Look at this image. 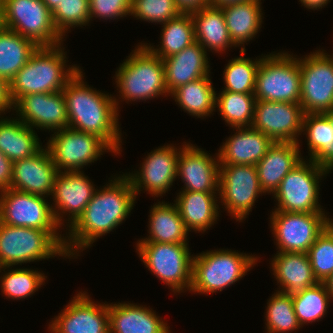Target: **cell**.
Instances as JSON below:
<instances>
[{
  "instance_id": "1",
  "label": "cell",
  "mask_w": 333,
  "mask_h": 333,
  "mask_svg": "<svg viewBox=\"0 0 333 333\" xmlns=\"http://www.w3.org/2000/svg\"><path fill=\"white\" fill-rule=\"evenodd\" d=\"M115 177L103 188L96 189L83 213L69 226L64 243L69 259L117 228L133 209L136 194L130 179L125 173Z\"/></svg>"
},
{
  "instance_id": "2",
  "label": "cell",
  "mask_w": 333,
  "mask_h": 333,
  "mask_svg": "<svg viewBox=\"0 0 333 333\" xmlns=\"http://www.w3.org/2000/svg\"><path fill=\"white\" fill-rule=\"evenodd\" d=\"M83 77L80 68L62 90L68 114V127L98 136L115 155H119L122 151L121 130L118 124L119 100L115 96L89 87L83 81Z\"/></svg>"
},
{
  "instance_id": "3",
  "label": "cell",
  "mask_w": 333,
  "mask_h": 333,
  "mask_svg": "<svg viewBox=\"0 0 333 333\" xmlns=\"http://www.w3.org/2000/svg\"><path fill=\"white\" fill-rule=\"evenodd\" d=\"M61 45L63 44L38 47L29 61L9 82V94L13 104L27 94L62 91L67 82L78 72L80 68L75 64L67 67L66 53Z\"/></svg>"
},
{
  "instance_id": "4",
  "label": "cell",
  "mask_w": 333,
  "mask_h": 333,
  "mask_svg": "<svg viewBox=\"0 0 333 333\" xmlns=\"http://www.w3.org/2000/svg\"><path fill=\"white\" fill-rule=\"evenodd\" d=\"M133 51L115 72V83L121 98L137 102L164 94L168 96L163 60L144 43Z\"/></svg>"
},
{
  "instance_id": "5",
  "label": "cell",
  "mask_w": 333,
  "mask_h": 333,
  "mask_svg": "<svg viewBox=\"0 0 333 333\" xmlns=\"http://www.w3.org/2000/svg\"><path fill=\"white\" fill-rule=\"evenodd\" d=\"M65 238L57 230H39L6 225L0 222V267L68 257Z\"/></svg>"
},
{
  "instance_id": "6",
  "label": "cell",
  "mask_w": 333,
  "mask_h": 333,
  "mask_svg": "<svg viewBox=\"0 0 333 333\" xmlns=\"http://www.w3.org/2000/svg\"><path fill=\"white\" fill-rule=\"evenodd\" d=\"M255 255L230 250H211L193 255L189 292L209 294L229 287L254 267Z\"/></svg>"
},
{
  "instance_id": "7",
  "label": "cell",
  "mask_w": 333,
  "mask_h": 333,
  "mask_svg": "<svg viewBox=\"0 0 333 333\" xmlns=\"http://www.w3.org/2000/svg\"><path fill=\"white\" fill-rule=\"evenodd\" d=\"M254 95L256 101L299 103V58L288 52L264 55L257 70Z\"/></svg>"
},
{
  "instance_id": "8",
  "label": "cell",
  "mask_w": 333,
  "mask_h": 333,
  "mask_svg": "<svg viewBox=\"0 0 333 333\" xmlns=\"http://www.w3.org/2000/svg\"><path fill=\"white\" fill-rule=\"evenodd\" d=\"M136 246L144 265L174 294L190 290L193 255L188 243L137 242Z\"/></svg>"
},
{
  "instance_id": "9",
  "label": "cell",
  "mask_w": 333,
  "mask_h": 333,
  "mask_svg": "<svg viewBox=\"0 0 333 333\" xmlns=\"http://www.w3.org/2000/svg\"><path fill=\"white\" fill-rule=\"evenodd\" d=\"M304 160L305 158L283 178L273 193L278 202L274 211L324 213L318 204L319 180L329 174V171L310 159Z\"/></svg>"
},
{
  "instance_id": "10",
  "label": "cell",
  "mask_w": 333,
  "mask_h": 333,
  "mask_svg": "<svg viewBox=\"0 0 333 333\" xmlns=\"http://www.w3.org/2000/svg\"><path fill=\"white\" fill-rule=\"evenodd\" d=\"M4 27L21 34L40 46L63 44L52 12L42 0H1Z\"/></svg>"
},
{
  "instance_id": "11",
  "label": "cell",
  "mask_w": 333,
  "mask_h": 333,
  "mask_svg": "<svg viewBox=\"0 0 333 333\" xmlns=\"http://www.w3.org/2000/svg\"><path fill=\"white\" fill-rule=\"evenodd\" d=\"M317 50L299 58L300 105L304 114L333 111V54Z\"/></svg>"
},
{
  "instance_id": "12",
  "label": "cell",
  "mask_w": 333,
  "mask_h": 333,
  "mask_svg": "<svg viewBox=\"0 0 333 333\" xmlns=\"http://www.w3.org/2000/svg\"><path fill=\"white\" fill-rule=\"evenodd\" d=\"M46 148L60 172L81 171L84 166L97 161L104 151L113 152L98 136L69 127L54 131Z\"/></svg>"
},
{
  "instance_id": "13",
  "label": "cell",
  "mask_w": 333,
  "mask_h": 333,
  "mask_svg": "<svg viewBox=\"0 0 333 333\" xmlns=\"http://www.w3.org/2000/svg\"><path fill=\"white\" fill-rule=\"evenodd\" d=\"M262 193L256 165H220L217 196L236 221L242 222L249 215Z\"/></svg>"
},
{
  "instance_id": "14",
  "label": "cell",
  "mask_w": 333,
  "mask_h": 333,
  "mask_svg": "<svg viewBox=\"0 0 333 333\" xmlns=\"http://www.w3.org/2000/svg\"><path fill=\"white\" fill-rule=\"evenodd\" d=\"M270 221L277 252L307 253L326 228L325 213L272 211Z\"/></svg>"
},
{
  "instance_id": "15",
  "label": "cell",
  "mask_w": 333,
  "mask_h": 333,
  "mask_svg": "<svg viewBox=\"0 0 333 333\" xmlns=\"http://www.w3.org/2000/svg\"><path fill=\"white\" fill-rule=\"evenodd\" d=\"M50 205L44 196L5 189L0 191V222L39 230H59L61 227Z\"/></svg>"
},
{
  "instance_id": "16",
  "label": "cell",
  "mask_w": 333,
  "mask_h": 333,
  "mask_svg": "<svg viewBox=\"0 0 333 333\" xmlns=\"http://www.w3.org/2000/svg\"><path fill=\"white\" fill-rule=\"evenodd\" d=\"M304 115L300 103L258 100L252 127L274 142L299 143Z\"/></svg>"
},
{
  "instance_id": "17",
  "label": "cell",
  "mask_w": 333,
  "mask_h": 333,
  "mask_svg": "<svg viewBox=\"0 0 333 333\" xmlns=\"http://www.w3.org/2000/svg\"><path fill=\"white\" fill-rule=\"evenodd\" d=\"M179 149L181 148L177 149L174 145L160 146L147 154L142 165L140 164V171L125 174L131 181L136 197L142 190L156 197L169 191L177 178Z\"/></svg>"
},
{
  "instance_id": "18",
  "label": "cell",
  "mask_w": 333,
  "mask_h": 333,
  "mask_svg": "<svg viewBox=\"0 0 333 333\" xmlns=\"http://www.w3.org/2000/svg\"><path fill=\"white\" fill-rule=\"evenodd\" d=\"M86 293L79 292L54 317L51 333H109L108 304H97Z\"/></svg>"
},
{
  "instance_id": "19",
  "label": "cell",
  "mask_w": 333,
  "mask_h": 333,
  "mask_svg": "<svg viewBox=\"0 0 333 333\" xmlns=\"http://www.w3.org/2000/svg\"><path fill=\"white\" fill-rule=\"evenodd\" d=\"M13 110L31 128L53 132L69 125L63 91L24 95L13 104Z\"/></svg>"
},
{
  "instance_id": "20",
  "label": "cell",
  "mask_w": 333,
  "mask_h": 333,
  "mask_svg": "<svg viewBox=\"0 0 333 333\" xmlns=\"http://www.w3.org/2000/svg\"><path fill=\"white\" fill-rule=\"evenodd\" d=\"M87 177L83 171L58 172L51 195L54 206L51 205V208L60 227L61 224L64 225V220H62L64 214L69 217L67 220L70 222L69 225L67 224L69 227L79 218L92 199L96 188Z\"/></svg>"
},
{
  "instance_id": "21",
  "label": "cell",
  "mask_w": 333,
  "mask_h": 333,
  "mask_svg": "<svg viewBox=\"0 0 333 333\" xmlns=\"http://www.w3.org/2000/svg\"><path fill=\"white\" fill-rule=\"evenodd\" d=\"M177 159V176L184 183L182 191L219 193L220 164L216 158L192 144H184Z\"/></svg>"
},
{
  "instance_id": "22",
  "label": "cell",
  "mask_w": 333,
  "mask_h": 333,
  "mask_svg": "<svg viewBox=\"0 0 333 333\" xmlns=\"http://www.w3.org/2000/svg\"><path fill=\"white\" fill-rule=\"evenodd\" d=\"M58 172L45 146L34 156L13 162L11 189L49 197Z\"/></svg>"
},
{
  "instance_id": "23",
  "label": "cell",
  "mask_w": 333,
  "mask_h": 333,
  "mask_svg": "<svg viewBox=\"0 0 333 333\" xmlns=\"http://www.w3.org/2000/svg\"><path fill=\"white\" fill-rule=\"evenodd\" d=\"M236 133L218 150L220 165H256L274 141L251 127H234Z\"/></svg>"
},
{
  "instance_id": "24",
  "label": "cell",
  "mask_w": 333,
  "mask_h": 333,
  "mask_svg": "<svg viewBox=\"0 0 333 333\" xmlns=\"http://www.w3.org/2000/svg\"><path fill=\"white\" fill-rule=\"evenodd\" d=\"M206 51L195 41L181 52L162 59L169 94L181 85L210 75Z\"/></svg>"
},
{
  "instance_id": "25",
  "label": "cell",
  "mask_w": 333,
  "mask_h": 333,
  "mask_svg": "<svg viewBox=\"0 0 333 333\" xmlns=\"http://www.w3.org/2000/svg\"><path fill=\"white\" fill-rule=\"evenodd\" d=\"M299 143L274 142L256 164L258 179L264 193H274L283 178L302 160Z\"/></svg>"
},
{
  "instance_id": "26",
  "label": "cell",
  "mask_w": 333,
  "mask_h": 333,
  "mask_svg": "<svg viewBox=\"0 0 333 333\" xmlns=\"http://www.w3.org/2000/svg\"><path fill=\"white\" fill-rule=\"evenodd\" d=\"M109 333H171L167 322L148 307L131 303L108 304Z\"/></svg>"
},
{
  "instance_id": "27",
  "label": "cell",
  "mask_w": 333,
  "mask_h": 333,
  "mask_svg": "<svg viewBox=\"0 0 333 333\" xmlns=\"http://www.w3.org/2000/svg\"><path fill=\"white\" fill-rule=\"evenodd\" d=\"M270 264L279 292L294 295L318 283L307 253L277 252Z\"/></svg>"
},
{
  "instance_id": "28",
  "label": "cell",
  "mask_w": 333,
  "mask_h": 333,
  "mask_svg": "<svg viewBox=\"0 0 333 333\" xmlns=\"http://www.w3.org/2000/svg\"><path fill=\"white\" fill-rule=\"evenodd\" d=\"M261 3V0H246L221 7L232 43L234 47L242 46L240 51H246L243 45L260 31Z\"/></svg>"
},
{
  "instance_id": "29",
  "label": "cell",
  "mask_w": 333,
  "mask_h": 333,
  "mask_svg": "<svg viewBox=\"0 0 333 333\" xmlns=\"http://www.w3.org/2000/svg\"><path fill=\"white\" fill-rule=\"evenodd\" d=\"M178 194L174 202L189 231L205 232L214 225L220 210L219 200L216 199H219L216 196L218 193L181 191Z\"/></svg>"
},
{
  "instance_id": "30",
  "label": "cell",
  "mask_w": 333,
  "mask_h": 333,
  "mask_svg": "<svg viewBox=\"0 0 333 333\" xmlns=\"http://www.w3.org/2000/svg\"><path fill=\"white\" fill-rule=\"evenodd\" d=\"M302 132L307 137L309 159L329 172L333 170V111L305 114Z\"/></svg>"
},
{
  "instance_id": "31",
  "label": "cell",
  "mask_w": 333,
  "mask_h": 333,
  "mask_svg": "<svg viewBox=\"0 0 333 333\" xmlns=\"http://www.w3.org/2000/svg\"><path fill=\"white\" fill-rule=\"evenodd\" d=\"M194 22L195 41L205 50L225 51L233 45L221 7L207 5L191 13Z\"/></svg>"
},
{
  "instance_id": "32",
  "label": "cell",
  "mask_w": 333,
  "mask_h": 333,
  "mask_svg": "<svg viewBox=\"0 0 333 333\" xmlns=\"http://www.w3.org/2000/svg\"><path fill=\"white\" fill-rule=\"evenodd\" d=\"M149 215V237L138 242L187 243L190 232L180 215L177 205L158 202L154 204Z\"/></svg>"
},
{
  "instance_id": "33",
  "label": "cell",
  "mask_w": 333,
  "mask_h": 333,
  "mask_svg": "<svg viewBox=\"0 0 333 333\" xmlns=\"http://www.w3.org/2000/svg\"><path fill=\"white\" fill-rule=\"evenodd\" d=\"M0 151L12 162L34 156L43 147L34 128L0 116Z\"/></svg>"
},
{
  "instance_id": "34",
  "label": "cell",
  "mask_w": 333,
  "mask_h": 333,
  "mask_svg": "<svg viewBox=\"0 0 333 333\" xmlns=\"http://www.w3.org/2000/svg\"><path fill=\"white\" fill-rule=\"evenodd\" d=\"M38 47L34 41L13 30L5 27L0 30V76L9 83Z\"/></svg>"
},
{
  "instance_id": "35",
  "label": "cell",
  "mask_w": 333,
  "mask_h": 333,
  "mask_svg": "<svg viewBox=\"0 0 333 333\" xmlns=\"http://www.w3.org/2000/svg\"><path fill=\"white\" fill-rule=\"evenodd\" d=\"M169 95L183 111L197 118L210 116L216 110V91L209 75L181 85Z\"/></svg>"
},
{
  "instance_id": "36",
  "label": "cell",
  "mask_w": 333,
  "mask_h": 333,
  "mask_svg": "<svg viewBox=\"0 0 333 333\" xmlns=\"http://www.w3.org/2000/svg\"><path fill=\"white\" fill-rule=\"evenodd\" d=\"M159 48L145 45L161 59L173 56L195 42L194 22L191 13H180L162 26Z\"/></svg>"
},
{
  "instance_id": "37",
  "label": "cell",
  "mask_w": 333,
  "mask_h": 333,
  "mask_svg": "<svg viewBox=\"0 0 333 333\" xmlns=\"http://www.w3.org/2000/svg\"><path fill=\"white\" fill-rule=\"evenodd\" d=\"M256 98L254 94L221 91L216 93L215 108L232 128L251 127L254 120Z\"/></svg>"
},
{
  "instance_id": "38",
  "label": "cell",
  "mask_w": 333,
  "mask_h": 333,
  "mask_svg": "<svg viewBox=\"0 0 333 333\" xmlns=\"http://www.w3.org/2000/svg\"><path fill=\"white\" fill-rule=\"evenodd\" d=\"M294 312L301 327L323 319L330 304V295L324 283H317L292 295Z\"/></svg>"
},
{
  "instance_id": "39",
  "label": "cell",
  "mask_w": 333,
  "mask_h": 333,
  "mask_svg": "<svg viewBox=\"0 0 333 333\" xmlns=\"http://www.w3.org/2000/svg\"><path fill=\"white\" fill-rule=\"evenodd\" d=\"M8 269V272L5 271ZM9 267H0V272L5 273L0 277L1 290L6 297L20 300L33 295L41 285L45 284L47 276L37 270L27 268H16L9 270Z\"/></svg>"
},
{
  "instance_id": "40",
  "label": "cell",
  "mask_w": 333,
  "mask_h": 333,
  "mask_svg": "<svg viewBox=\"0 0 333 333\" xmlns=\"http://www.w3.org/2000/svg\"><path fill=\"white\" fill-rule=\"evenodd\" d=\"M267 333H291L301 328L294 312L292 295L277 291L267 302Z\"/></svg>"
},
{
  "instance_id": "41",
  "label": "cell",
  "mask_w": 333,
  "mask_h": 333,
  "mask_svg": "<svg viewBox=\"0 0 333 333\" xmlns=\"http://www.w3.org/2000/svg\"><path fill=\"white\" fill-rule=\"evenodd\" d=\"M246 51H240V57L232 58L224 69V91L254 94L257 70L262 58L251 60L244 58Z\"/></svg>"
},
{
  "instance_id": "42",
  "label": "cell",
  "mask_w": 333,
  "mask_h": 333,
  "mask_svg": "<svg viewBox=\"0 0 333 333\" xmlns=\"http://www.w3.org/2000/svg\"><path fill=\"white\" fill-rule=\"evenodd\" d=\"M89 0H62L52 12L54 26L64 38L70 28L86 26L90 23Z\"/></svg>"
},
{
  "instance_id": "43",
  "label": "cell",
  "mask_w": 333,
  "mask_h": 333,
  "mask_svg": "<svg viewBox=\"0 0 333 333\" xmlns=\"http://www.w3.org/2000/svg\"><path fill=\"white\" fill-rule=\"evenodd\" d=\"M315 279L319 283L333 272V235L325 228L307 251Z\"/></svg>"
},
{
  "instance_id": "44",
  "label": "cell",
  "mask_w": 333,
  "mask_h": 333,
  "mask_svg": "<svg viewBox=\"0 0 333 333\" xmlns=\"http://www.w3.org/2000/svg\"><path fill=\"white\" fill-rule=\"evenodd\" d=\"M181 11L175 0H132L131 13L137 19L163 25Z\"/></svg>"
},
{
  "instance_id": "45",
  "label": "cell",
  "mask_w": 333,
  "mask_h": 333,
  "mask_svg": "<svg viewBox=\"0 0 333 333\" xmlns=\"http://www.w3.org/2000/svg\"><path fill=\"white\" fill-rule=\"evenodd\" d=\"M132 0H89L90 20L93 17L102 19H118L130 16Z\"/></svg>"
},
{
  "instance_id": "46",
  "label": "cell",
  "mask_w": 333,
  "mask_h": 333,
  "mask_svg": "<svg viewBox=\"0 0 333 333\" xmlns=\"http://www.w3.org/2000/svg\"><path fill=\"white\" fill-rule=\"evenodd\" d=\"M13 162L0 151V191L11 188Z\"/></svg>"
},
{
  "instance_id": "47",
  "label": "cell",
  "mask_w": 333,
  "mask_h": 333,
  "mask_svg": "<svg viewBox=\"0 0 333 333\" xmlns=\"http://www.w3.org/2000/svg\"><path fill=\"white\" fill-rule=\"evenodd\" d=\"M13 109V103L9 94V83L0 76V115L6 111Z\"/></svg>"
},
{
  "instance_id": "48",
  "label": "cell",
  "mask_w": 333,
  "mask_h": 333,
  "mask_svg": "<svg viewBox=\"0 0 333 333\" xmlns=\"http://www.w3.org/2000/svg\"><path fill=\"white\" fill-rule=\"evenodd\" d=\"M175 3L182 13H192L209 5V0H175Z\"/></svg>"
},
{
  "instance_id": "49",
  "label": "cell",
  "mask_w": 333,
  "mask_h": 333,
  "mask_svg": "<svg viewBox=\"0 0 333 333\" xmlns=\"http://www.w3.org/2000/svg\"><path fill=\"white\" fill-rule=\"evenodd\" d=\"M302 5L304 7H306L307 9H311V10H317V9H322V7H325V5H327L328 2H330L329 0H299Z\"/></svg>"
},
{
  "instance_id": "50",
  "label": "cell",
  "mask_w": 333,
  "mask_h": 333,
  "mask_svg": "<svg viewBox=\"0 0 333 333\" xmlns=\"http://www.w3.org/2000/svg\"><path fill=\"white\" fill-rule=\"evenodd\" d=\"M243 1H246V0H209V5L222 7V6L234 4L237 2H243Z\"/></svg>"
},
{
  "instance_id": "51",
  "label": "cell",
  "mask_w": 333,
  "mask_h": 333,
  "mask_svg": "<svg viewBox=\"0 0 333 333\" xmlns=\"http://www.w3.org/2000/svg\"><path fill=\"white\" fill-rule=\"evenodd\" d=\"M324 284L327 288V291L330 295V299H333V272L332 274L324 281Z\"/></svg>"
},
{
  "instance_id": "52",
  "label": "cell",
  "mask_w": 333,
  "mask_h": 333,
  "mask_svg": "<svg viewBox=\"0 0 333 333\" xmlns=\"http://www.w3.org/2000/svg\"><path fill=\"white\" fill-rule=\"evenodd\" d=\"M43 3L53 12L61 3L62 0H42Z\"/></svg>"
},
{
  "instance_id": "53",
  "label": "cell",
  "mask_w": 333,
  "mask_h": 333,
  "mask_svg": "<svg viewBox=\"0 0 333 333\" xmlns=\"http://www.w3.org/2000/svg\"><path fill=\"white\" fill-rule=\"evenodd\" d=\"M326 228L330 231V233L333 235V219L328 218L326 216Z\"/></svg>"
},
{
  "instance_id": "54",
  "label": "cell",
  "mask_w": 333,
  "mask_h": 333,
  "mask_svg": "<svg viewBox=\"0 0 333 333\" xmlns=\"http://www.w3.org/2000/svg\"><path fill=\"white\" fill-rule=\"evenodd\" d=\"M4 28V21H3V7L2 1L0 0V30Z\"/></svg>"
}]
</instances>
